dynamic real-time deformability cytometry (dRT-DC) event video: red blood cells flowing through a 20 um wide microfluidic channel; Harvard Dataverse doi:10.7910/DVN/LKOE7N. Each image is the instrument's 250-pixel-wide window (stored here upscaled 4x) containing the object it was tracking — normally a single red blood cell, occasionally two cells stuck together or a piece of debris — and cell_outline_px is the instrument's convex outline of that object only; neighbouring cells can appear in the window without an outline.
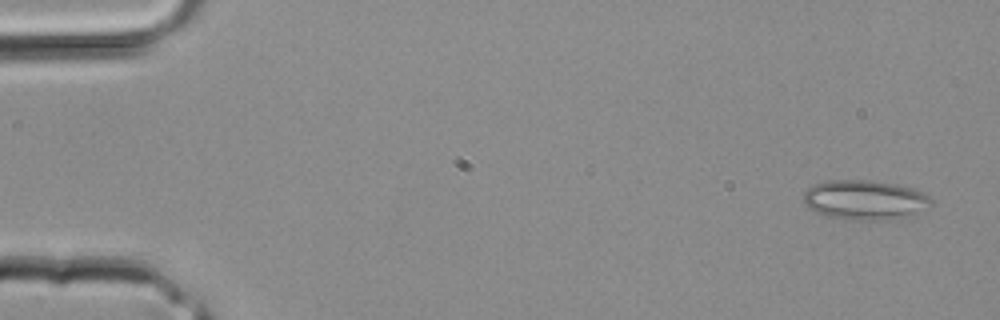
{"species": "common noctule bat (a hibernating species)", "species_latin": "Nyctalus noctula", "temperature_condition": "room temperature", "stored_images_in_passage": 3, "camera_frame_rate_fps": 3000, "um_per_image_px": 0.085, "animal": {"sex": "male", "body_mass_g": 20.4}, "frame": {"image": 1, "passage_image": 1, "time_ms": 0.0, "image_size_px": [1000, 320], "cell_outline_px": [[932, 204], [896, 220], [860, 220], [828, 216], [816, 212], [804, 204], [804, 192], [812, 184], [828, 180], [872, 180], [896, 184], [912, 188], [924, 192], [932, 200]], "centroid_in_image_um": [73.49, 16.98], "position_along_channel_um": 11.5, "area_um2": 29.36}}